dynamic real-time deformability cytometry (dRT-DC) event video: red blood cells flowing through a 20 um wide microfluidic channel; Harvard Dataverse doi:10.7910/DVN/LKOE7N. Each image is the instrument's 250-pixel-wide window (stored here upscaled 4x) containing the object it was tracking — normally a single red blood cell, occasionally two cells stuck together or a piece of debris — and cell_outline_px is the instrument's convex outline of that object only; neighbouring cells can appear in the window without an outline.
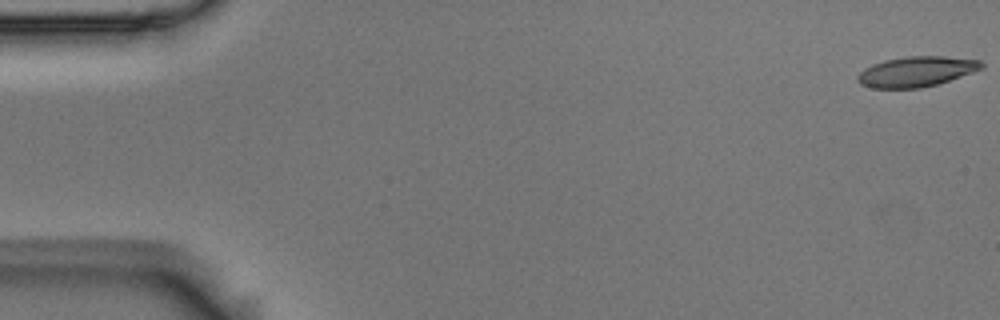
{"species": "Egyptian fruit bat (a non-hibernating species)", "species_latin": "Rousettus aegyptiacus", "temperature_condition": "room temperature", "stored_images_in_passage": 5, "camera_frame_rate_fps": 3000, "um_per_image_px": 0.085, "animal": {"sex": "male"}, "frame": {"image": 1, "passage_image": 1, "time_ms": 0.0, "image_size_px": [1000, 320], "cell_outline_px": [[984, 68], [936, 84], [920, 88], [872, 88], [860, 84], [856, 80], [856, 76], [864, 68], [872, 64], [884, 60], [904, 56], [944, 56], [980, 60], [984, 64]], "centroid_in_image_um": [77.85, 6.07], "position_along_channel_um": 7.1, "area_um2": 21.85}}
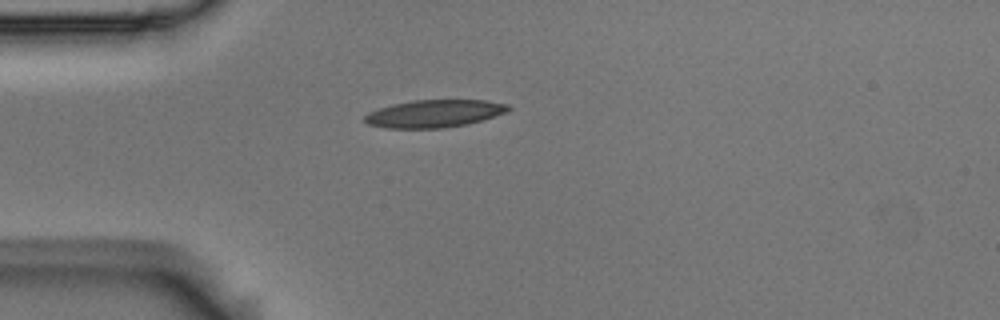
{"frame": {"image": 2, "passage_image": 5, "time_ms": 1.333, "image_size_px": [1000, 320], "cell_outline_px": [[512, 108], [508, 112], [468, 124], [444, 128], [388, 128], [368, 124], [364, 120], [364, 116], [368, 112], [392, 104], [412, 100], [484, 100], [508, 104]], "centroid_in_image_um": [36.93, 9.65], "position_along_channel_um": 48.1, "area_um2": 23.12}}